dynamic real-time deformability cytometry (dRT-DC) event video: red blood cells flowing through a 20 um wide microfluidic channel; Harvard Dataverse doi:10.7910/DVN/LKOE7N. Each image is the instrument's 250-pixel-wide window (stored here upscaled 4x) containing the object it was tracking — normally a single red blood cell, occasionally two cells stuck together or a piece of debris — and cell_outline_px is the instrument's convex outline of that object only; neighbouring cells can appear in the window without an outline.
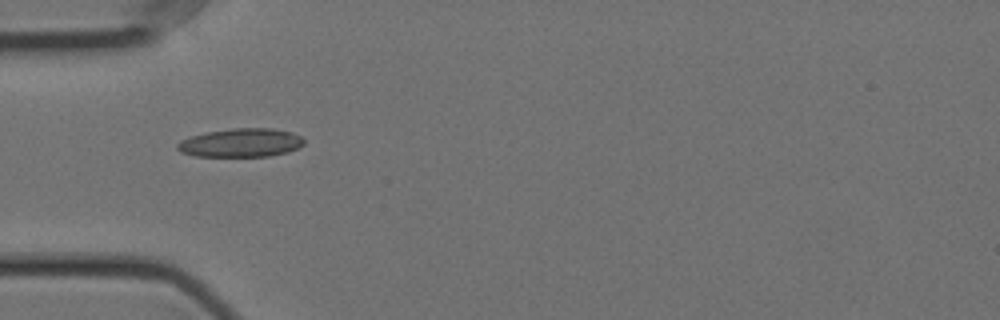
{"species": "Egyptian fruit bat (a non-hibernating species)", "species_latin": "Rousettus aegyptiacus", "temperature_condition": "cold", "stored_images_in_passage": 40, "camera_frame_rate_fps": 3000, "um_per_image_px": 0.085, "animal": {"sex": "female"}, "frame": {"image": 1, "passage_image": 1, "time_ms": 0.0, "image_size_px": [1000, 320], "cell_outline_px": [[304, 144], [288, 152], [268, 156], [192, 156], [180, 152], [176, 148], [176, 144], [180, 140], [192, 136], [208, 132], [232, 128], [272, 128], [292, 132], [300, 136], [304, 140]], "centroid_in_image_um": [20.46, 12.13], "position_along_channel_um": 64.5, "area_um2": 21.1}}
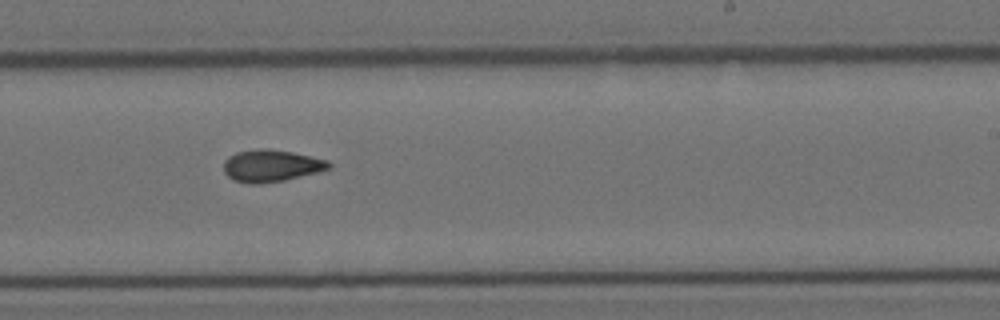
{"frame": {"image": 2, "passage_image": 18, "time_ms": 5.667, "image_size_px": [1000, 320], "cell_outline_px": [[332, 168], [320, 172], [284, 180], [260, 184], [248, 184], [232, 180], [224, 172], [224, 160], [228, 156], [236, 152], [260, 148], [268, 148], [292, 152], [328, 160], [332, 164]], "centroid_in_image_um": [23.06, 14.09], "position_along_channel_um": 265.9, "area_um2": 19.94}}
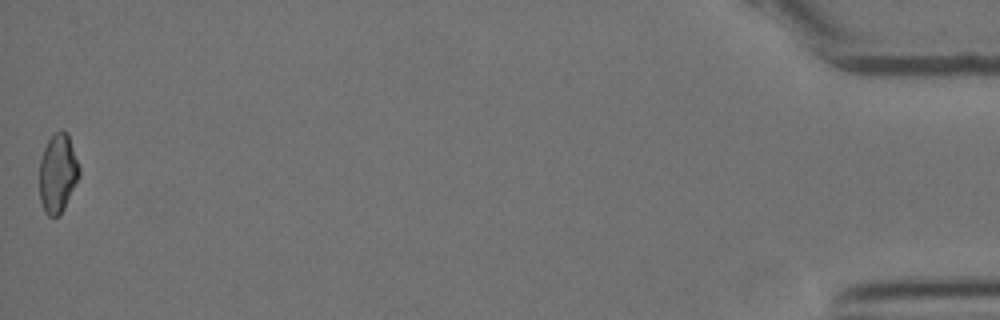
{"frame": {"image": 3, "passage_image": 40, "time_ms": 13.0, "image_size_px": [1000, 320], "cell_outline_px": [[80, 176], [64, 208], [56, 216], [48, 216], [44, 212], [40, 200], [40, 160], [44, 148], [48, 140], [60, 128], [64, 128], [68, 132], [80, 168]], "centroid_in_image_um": [4.92, 14.69], "position_along_channel_um": 430.3, "area_um2": 18.38}, "authors_computed_cell_mechanics": {"area_um2": 18.8717, "velocity_mm_per_s": 3.5621, "shape_relaxation_time_tau1_ms": null, "shape_relaxation_time_tau2_ms": 3.0743, "deformation_change_tau1": null, "deformation_change_tau2": 0.0882}}